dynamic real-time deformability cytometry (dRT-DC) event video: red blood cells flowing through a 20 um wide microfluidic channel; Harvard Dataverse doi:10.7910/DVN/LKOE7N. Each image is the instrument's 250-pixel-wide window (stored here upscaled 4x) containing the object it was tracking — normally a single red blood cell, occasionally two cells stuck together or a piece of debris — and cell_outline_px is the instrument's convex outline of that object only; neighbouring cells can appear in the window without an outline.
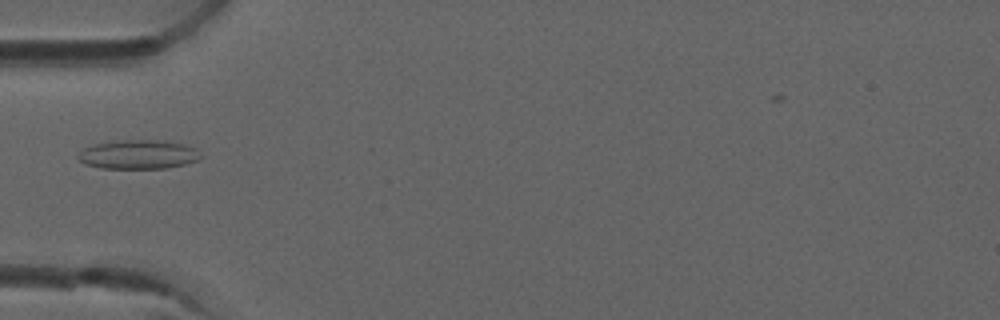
{"species": "common noctule bat (a hibernating species)", "species_latin": "Nyctalus noctula", "temperature_condition": "room temperature", "stored_images_in_passage": 4, "camera_frame_rate_fps": 3000, "um_per_image_px": 0.085, "animal": {"sex": "male", "forearm_length_mm": 52.5}, "frame": {"image": 1, "passage_image": 4, "time_ms": 1.0, "image_size_px": [1000, 320], "cell_outline_px": [[200, 160], [168, 168], [100, 168], [84, 164], [76, 156], [84, 148], [96, 144], [124, 140], [164, 140], [184, 144], [196, 148], [200, 156]], "centroid_in_image_um": [11.77, 13.13], "position_along_channel_um": 73.2, "area_um2": 20.69}}